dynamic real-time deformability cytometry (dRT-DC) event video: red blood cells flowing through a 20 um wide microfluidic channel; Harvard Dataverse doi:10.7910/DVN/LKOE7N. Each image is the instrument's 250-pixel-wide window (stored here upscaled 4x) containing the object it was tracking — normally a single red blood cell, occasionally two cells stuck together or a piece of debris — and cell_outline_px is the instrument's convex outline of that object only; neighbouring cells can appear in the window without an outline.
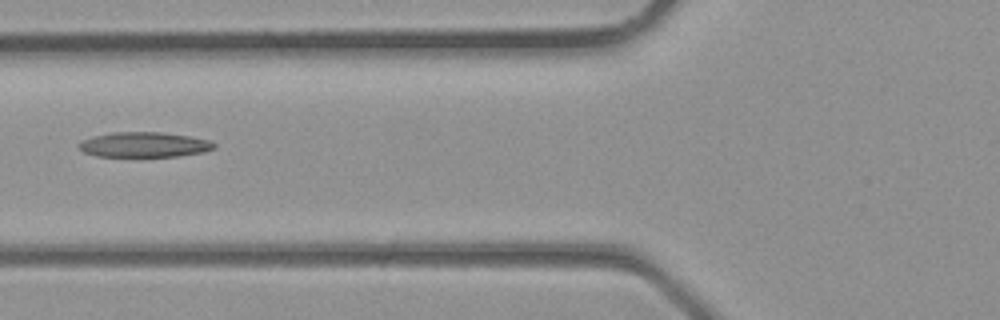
{"species": "common noctule bat (a hibernating species)", "species_latin": "Nyctalus noctula", "temperature_condition": "room temperature", "stored_images_in_passage": 3, "camera_frame_rate_fps": 3000, "um_per_image_px": 0.085, "animal": {"sex": "male", "body_mass_g": 23.1, "forearm_length_mm": 52.7}, "frame": {"image": 1, "passage_image": 3, "time_ms": 0.667, "image_size_px": [1000, 320], "cell_outline_px": [[216, 148], [204, 152], [180, 156], [96, 156], [84, 152], [76, 144], [80, 140], [112, 132], [160, 132], [188, 136], [208, 140], [216, 144]], "centroid_in_image_um": [12.25, 12.3], "position_along_channel_um": 113.5, "area_um2": 19.71}}